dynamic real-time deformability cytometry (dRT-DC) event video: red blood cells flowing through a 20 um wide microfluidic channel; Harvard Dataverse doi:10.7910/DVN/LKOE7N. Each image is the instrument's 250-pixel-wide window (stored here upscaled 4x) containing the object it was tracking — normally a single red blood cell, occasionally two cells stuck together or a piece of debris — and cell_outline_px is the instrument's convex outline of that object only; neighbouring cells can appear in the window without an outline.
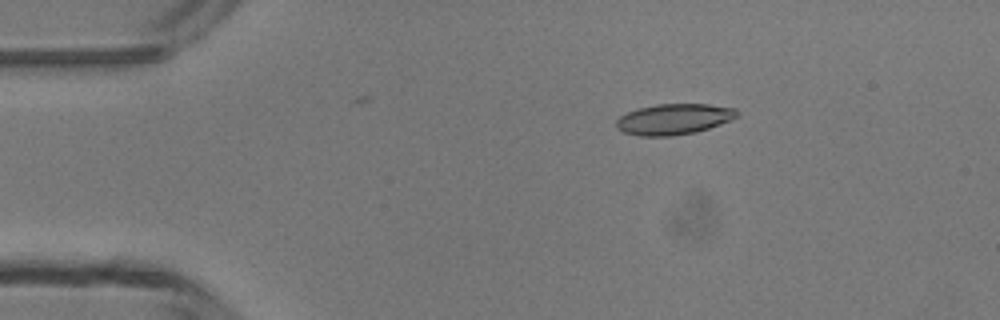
{"species": "common noctule bat (a hibernating species)", "species_latin": "Nyctalus noctula", "temperature_condition": "room temperature", "stored_images_in_passage": 4, "camera_frame_rate_fps": 3000, "um_per_image_px": 0.085, "animal": {"sex": "male", "body_mass_g": 13.3}, "frame": {"image": 1, "passage_image": 3, "time_ms": 2.333, "image_size_px": [1000, 320], "cell_outline_px": [[740, 112], [736, 116], [720, 124], [696, 132], [672, 136], [640, 136], [624, 132], [616, 128], [616, 120], [620, 116], [628, 112], [640, 108], [656, 104], [708, 104], [736, 108]], "centroid_in_image_um": [57.27, 10.13], "position_along_channel_um": 27.7, "area_um2": 21.56}}